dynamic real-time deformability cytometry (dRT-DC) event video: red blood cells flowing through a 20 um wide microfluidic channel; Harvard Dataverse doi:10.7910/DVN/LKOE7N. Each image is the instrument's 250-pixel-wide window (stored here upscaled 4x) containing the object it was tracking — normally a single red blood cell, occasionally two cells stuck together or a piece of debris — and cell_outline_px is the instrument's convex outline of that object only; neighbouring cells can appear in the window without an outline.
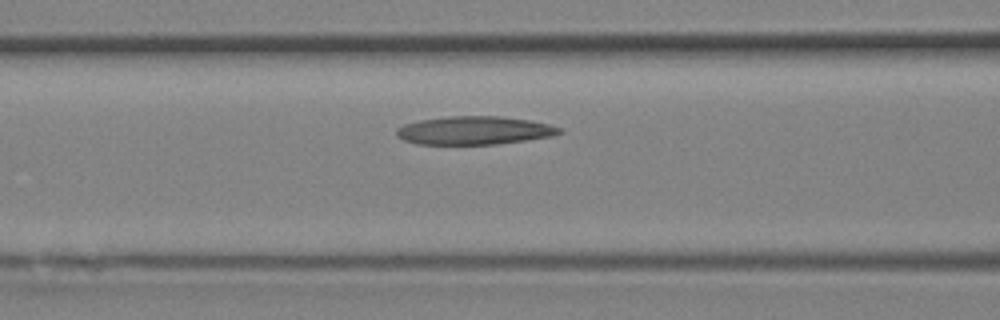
{"species": "Egyptian fruit bat (a non-hibernating species)", "species_latin": "Rousettus aegyptiacus", "temperature_condition": "room temperature", "stored_images_in_passage": 12, "camera_frame_rate_fps": 3000, "um_per_image_px": 0.085, "animal": {"sex": "female"}, "frame": {"image": 1, "passage_image": 6, "time_ms": 1.667, "image_size_px": [1000, 320], "cell_outline_px": [[564, 132], [552, 136], [496, 144], [416, 144], [404, 140], [396, 132], [396, 128], [404, 124], [420, 120], [448, 116], [500, 116], [528, 120], [548, 124], [564, 128]], "centroid_in_image_um": [40.34, 11.08], "position_along_channel_um": 126.3, "area_um2": 26.76}}
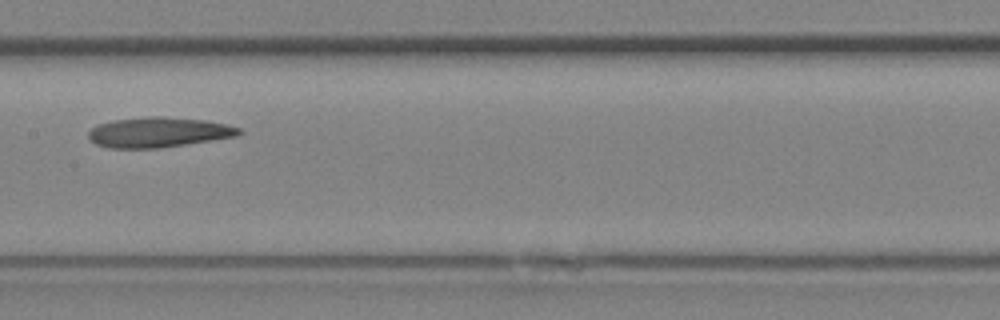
{"frame": {"image": 2, "passage_image": 9, "time_ms": 2.667, "image_size_px": [1000, 320], "cell_outline_px": [[244, 132], [236, 136], [212, 140], [160, 148], [108, 148], [96, 144], [88, 140], [88, 132], [96, 124], [112, 120], [148, 116], [164, 116], [204, 120], [228, 124], [240, 128]], "centroid_in_image_um": [13.45, 11.24], "position_along_channel_um": 194.0, "area_um2": 26.7}}